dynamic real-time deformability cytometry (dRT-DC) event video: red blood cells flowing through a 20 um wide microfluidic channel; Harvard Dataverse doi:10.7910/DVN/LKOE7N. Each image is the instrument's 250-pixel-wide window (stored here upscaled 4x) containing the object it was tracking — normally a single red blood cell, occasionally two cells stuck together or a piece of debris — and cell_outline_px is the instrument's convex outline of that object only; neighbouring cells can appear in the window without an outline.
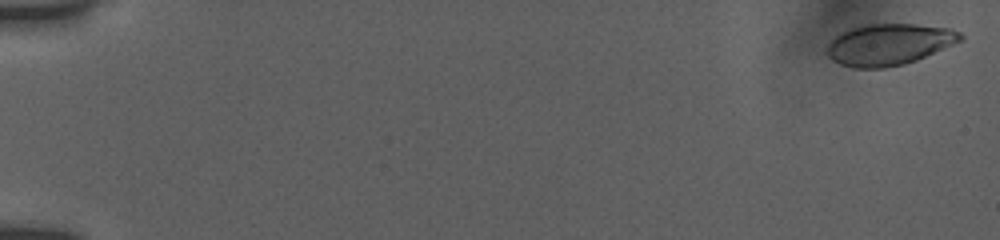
{"species": "human", "species_latin": "Homo sapiens", "temperature_condition": "room temperature", "stored_images_in_passage": 17, "camera_frame_rate_fps": 3000, "um_per_image_px": 0.085, "donor": {"sex": "female"}, "frame": {"image": 1, "passage_image": 1, "time_ms": 0.0, "image_size_px": [1000, 240], "cell_outline_px": [[964, 36], [960, 40], [916, 60], [904, 64], [884, 68], [852, 68], [840, 64], [832, 60], [824, 52], [828, 44], [836, 36], [852, 28], [868, 24], [916, 24], [952, 28], [960, 32]], "centroid_in_image_um": [75.53, 3.78], "position_along_channel_um": 9.5, "area_um2": 31.96}}
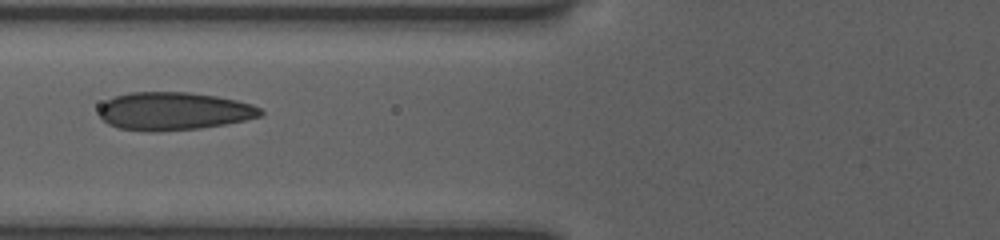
{"frame": {"image": 2, "passage_image": 12, "time_ms": 7.333, "image_size_px": [1000, 240], "cell_outline_px": [[264, 112], [260, 116], [244, 120], [224, 124], [200, 128], [156, 132], [152, 132], [120, 128], [108, 124], [100, 116], [100, 104], [116, 96], [128, 92], [188, 92], [216, 96], [236, 100], [252, 104], [260, 108]], "centroid_in_image_um": [14.77, 9.45], "position_along_channel_um": 111.0, "area_um2": 35.6}}
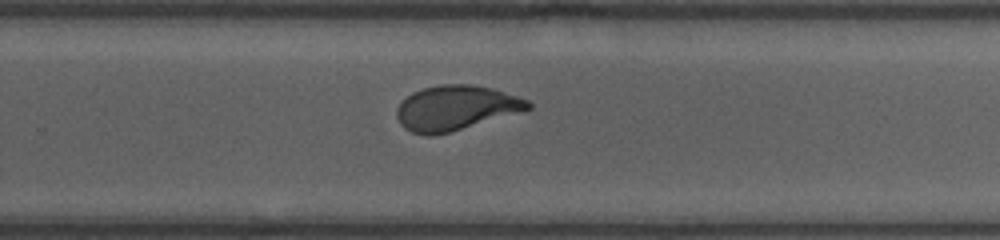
{"frame": {"image": 3, "passage_image": 17, "time_ms": 12.0, "image_size_px": [1000, 240], "cell_outline_px": [[532, 108], [448, 132], [432, 136], [428, 136], [412, 132], [404, 128], [400, 124], [396, 116], [396, 108], [412, 92], [424, 88], [440, 84], [472, 84], [492, 88], [528, 100], [532, 104]], "centroid_in_image_um": [38.7, 9.16], "position_along_channel_um": 291.1, "area_um2": 33.81}}